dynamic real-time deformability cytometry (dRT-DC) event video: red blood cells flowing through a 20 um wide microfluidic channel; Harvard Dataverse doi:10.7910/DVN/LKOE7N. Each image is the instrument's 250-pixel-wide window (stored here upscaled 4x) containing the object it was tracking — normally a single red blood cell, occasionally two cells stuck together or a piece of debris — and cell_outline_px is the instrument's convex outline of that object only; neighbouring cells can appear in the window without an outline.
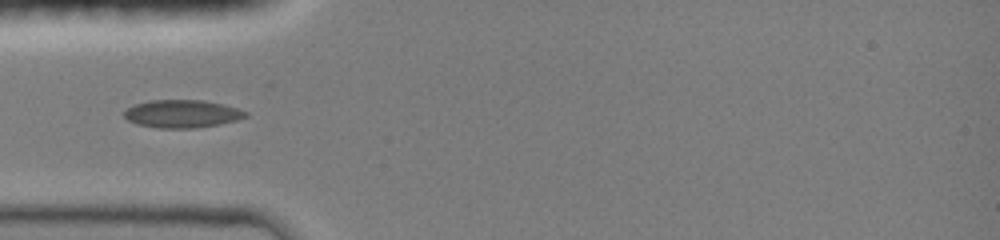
{"species": "common noctule bat (a hibernating species)", "species_latin": "Nyctalus noctula", "temperature_condition": "room temperature", "stored_images_in_passage": 21, "camera_frame_rate_fps": 3000, "um_per_image_px": 0.085, "animal": {"sex": "female", "body_mass_g": 19.0, "forearm_length_mm": 51.5}, "frame": {"image": 1, "passage_image": 1, "time_ms": 0.0, "image_size_px": [1000, 240], "cell_outline_px": [[248, 116], [236, 120], [220, 124], [192, 128], [160, 128], [140, 124], [128, 120], [124, 116], [124, 112], [128, 108], [136, 104], [148, 100], [204, 100], [236, 108], [248, 112]], "centroid_in_image_um": [15.49, 9.67], "position_along_channel_um": 69.5, "area_um2": 19.42}}
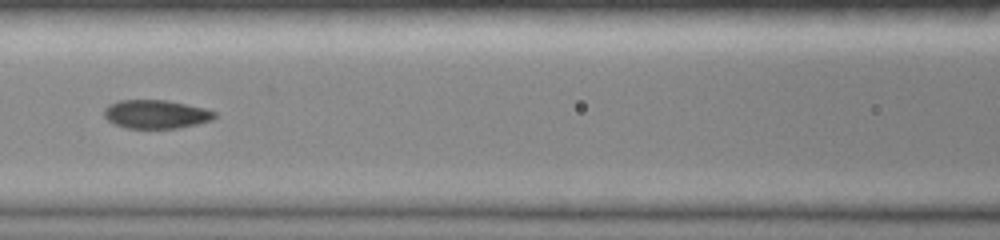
{"frame": {"image": 2, "passage_image": 13, "time_ms": 2.0, "image_size_px": [1000, 240], "cell_outline_px": [[216, 116], [212, 120], [196, 124], [176, 128], [128, 128], [116, 124], [108, 120], [104, 116], [104, 108], [108, 104], [120, 100], [168, 100], [204, 108], [216, 112]], "centroid_in_image_um": [13.25, 9.7], "position_along_channel_um": 153.3, "area_um2": 18.32}}
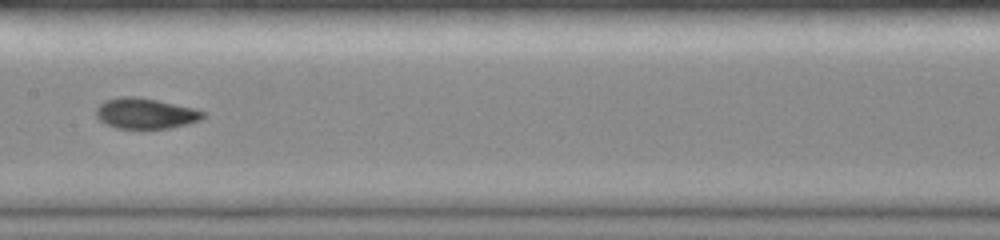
{"frame": {"image": 3, "passage_image": 20, "time_ms": 3.0, "image_size_px": [1000, 240], "cell_outline_px": [[204, 116], [200, 120], [188, 124], [172, 128], [116, 128], [100, 120], [96, 116], [96, 108], [104, 100], [120, 96], [132, 96], [156, 100], [192, 108], [204, 112]], "centroid_in_image_um": [12.34, 9.64], "position_along_channel_um": 195.1, "area_um2": 18.84}}